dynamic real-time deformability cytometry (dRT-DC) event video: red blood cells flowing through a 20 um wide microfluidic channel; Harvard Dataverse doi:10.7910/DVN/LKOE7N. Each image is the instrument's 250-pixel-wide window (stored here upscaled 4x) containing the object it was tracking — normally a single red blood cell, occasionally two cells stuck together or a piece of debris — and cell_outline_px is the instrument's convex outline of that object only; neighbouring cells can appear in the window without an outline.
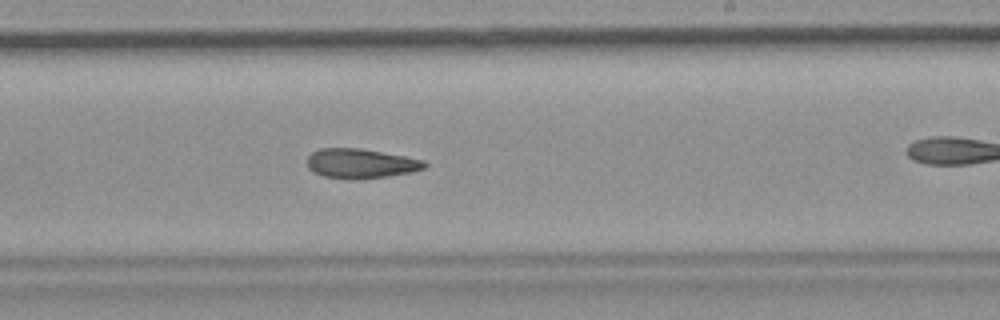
{"species": "common noctule bat (a hibernating species)", "species_latin": "Nyctalus noctula", "temperature_condition": "room temperature", "stored_images_in_passage": 43, "camera_frame_rate_fps": 3000, "um_per_image_px": 0.085, "animal": {"sex": "female", "body_mass_g": 19.9}, "frame": {"image": 1, "passage_image": 31, "time_ms": 10.0, "image_size_px": [1000, 320], "cell_outline_px": [[428, 164], [424, 168], [412, 172], [388, 176], [352, 180], [348, 180], [324, 176], [312, 172], [308, 168], [308, 156], [312, 152], [320, 148], [360, 148], [404, 156], [424, 160]], "centroid_in_image_um": [30.64, 13.9], "position_along_channel_um": 258.4, "area_um2": 20.35}}